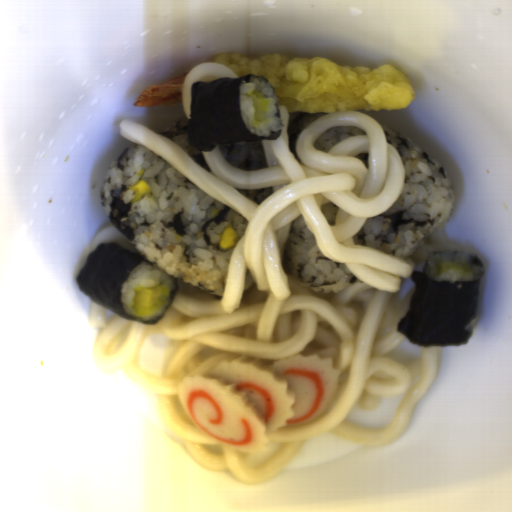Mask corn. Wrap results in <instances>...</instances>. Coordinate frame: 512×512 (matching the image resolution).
Masks as SVG:
<instances>
[{"instance_id":"corn-1","label":"corn","mask_w":512,"mask_h":512,"mask_svg":"<svg viewBox=\"0 0 512 512\" xmlns=\"http://www.w3.org/2000/svg\"><path fill=\"white\" fill-rule=\"evenodd\" d=\"M129 190L133 191L131 203H135L150 193L151 187L144 179H139Z\"/></svg>"},{"instance_id":"corn-2","label":"corn","mask_w":512,"mask_h":512,"mask_svg":"<svg viewBox=\"0 0 512 512\" xmlns=\"http://www.w3.org/2000/svg\"><path fill=\"white\" fill-rule=\"evenodd\" d=\"M237 240L238 236L236 231L230 227L222 233L218 246L222 250L230 249L236 245Z\"/></svg>"}]
</instances>
